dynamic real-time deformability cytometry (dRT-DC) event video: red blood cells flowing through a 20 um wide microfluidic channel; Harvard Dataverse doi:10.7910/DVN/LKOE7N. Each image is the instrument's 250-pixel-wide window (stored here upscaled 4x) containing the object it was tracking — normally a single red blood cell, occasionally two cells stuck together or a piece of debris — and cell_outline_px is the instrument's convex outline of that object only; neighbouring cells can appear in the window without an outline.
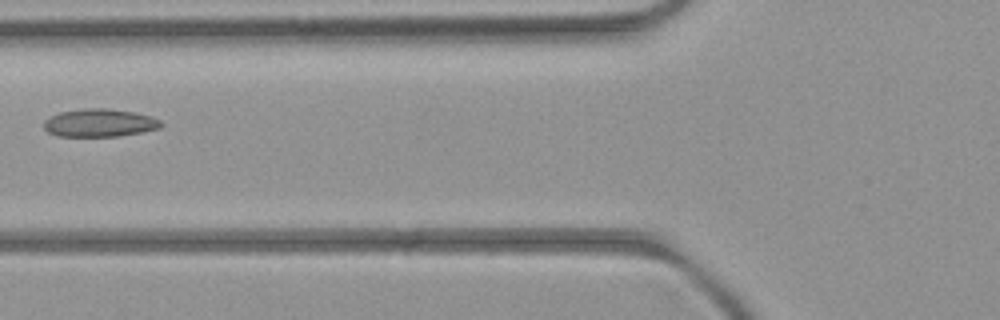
{"species": "common noctule bat (a hibernating species)", "species_latin": "Nyctalus noctula", "temperature_condition": "room temperature", "stored_images_in_passage": 5, "camera_frame_rate_fps": 3000, "um_per_image_px": 0.085, "animal": {"sex": "female", "body_mass_g": 21.9}, "frame": {"image": 1, "passage_image": 5, "time_ms": 4.667, "image_size_px": [1000, 320], "cell_outline_px": [[164, 124], [160, 128], [140, 132], [116, 136], [56, 136], [48, 132], [44, 128], [44, 120], [60, 112], [84, 108], [104, 108], [132, 112], [152, 116], [160, 120]], "centroid_in_image_um": [8.46, 10.44], "position_along_channel_um": 117.3, "area_um2": 18.96}}